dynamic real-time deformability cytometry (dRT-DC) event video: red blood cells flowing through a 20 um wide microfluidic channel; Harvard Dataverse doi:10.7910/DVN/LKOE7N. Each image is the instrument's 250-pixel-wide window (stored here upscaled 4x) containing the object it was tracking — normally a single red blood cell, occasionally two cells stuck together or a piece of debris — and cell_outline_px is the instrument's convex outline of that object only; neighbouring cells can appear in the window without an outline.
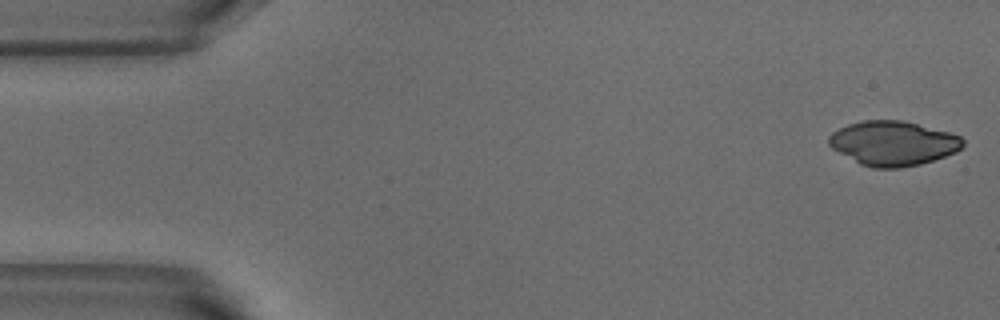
{"species": "common noctule bat (a hibernating species)", "species_latin": "Nyctalus noctula", "temperature_condition": "warm", "stored_images_in_passage": 5, "segment_of_instrument_passage": [1, 2], "camera_frame_rate_fps": 3000, "um_per_image_px": 0.085, "animal": {"sex": "male", "body_mass_g": 18.8}, "frame": {"image": 1, "passage_image": 1, "time_ms": 0.0, "image_size_px": [1000, 320], "cell_outline_px": [[964, 144], [956, 152], [920, 164], [900, 168], [876, 168], [860, 164], [832, 148], [828, 144], [828, 136], [832, 132], [848, 124], [864, 120], [900, 120], [948, 132], [960, 136], [964, 140]], "centroid_in_image_um": [75.89, 12.18], "position_along_channel_um": 9.1, "area_um2": 34.45}}